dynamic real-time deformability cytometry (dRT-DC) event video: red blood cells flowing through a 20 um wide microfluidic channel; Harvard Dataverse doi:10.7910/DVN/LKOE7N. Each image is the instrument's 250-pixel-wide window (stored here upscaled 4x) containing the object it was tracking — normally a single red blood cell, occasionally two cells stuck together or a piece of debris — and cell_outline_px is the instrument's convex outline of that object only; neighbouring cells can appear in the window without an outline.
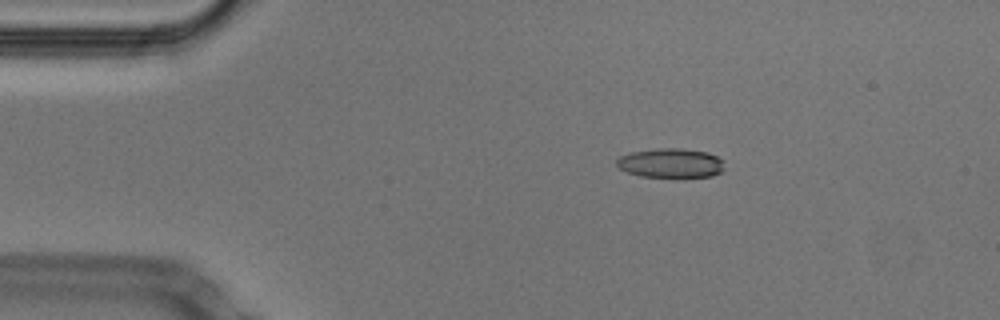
{"species": "Egyptian fruit bat (a non-hibernating species)", "species_latin": "Rousettus aegyptiacus", "temperature_condition": "cold", "stored_images_in_passage": 44, "camera_frame_rate_fps": 3000, "um_per_image_px": 0.085, "animal": {"sex": "male"}, "frame": {"image": 1, "passage_image": 1, "time_ms": 0.0, "image_size_px": [1000, 320], "cell_outline_px": [[724, 168], [720, 172], [712, 176], [680, 180], [640, 176], [628, 172], [620, 168], [616, 164], [616, 160], [620, 156], [632, 152], [656, 148], [684, 148], [708, 152], [724, 160]], "centroid_in_image_um": [57.06, 13.9], "position_along_channel_um": 27.9, "area_um2": 19.36}}
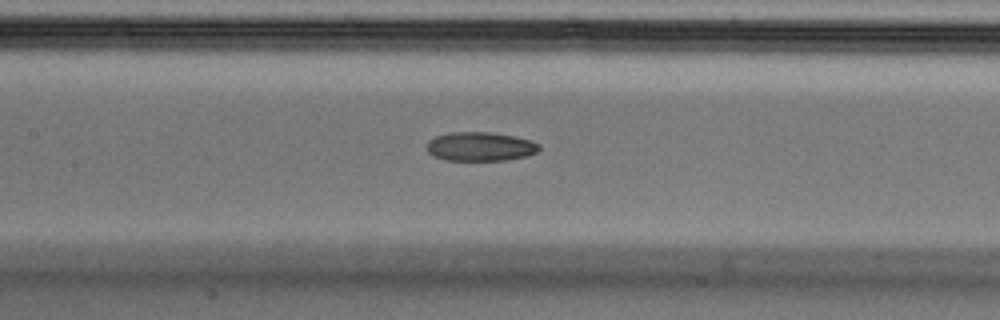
{"frame": {"image": 2, "passage_image": 16, "time_ms": 5.0, "image_size_px": [1000, 320], "cell_outline_px": [[540, 148], [536, 152], [524, 156], [504, 160], [444, 160], [432, 156], [428, 152], [428, 140], [436, 136], [452, 132], [488, 132], [516, 136], [540, 144]], "centroid_in_image_um": [40.79, 12.45], "position_along_channel_um": 166.6, "area_um2": 18.84}}
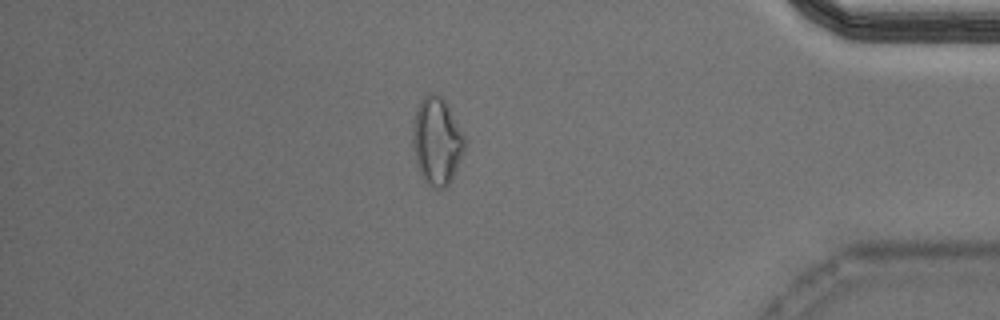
{"frame": {"image": 3, "passage_image": 37, "time_ms": 12.0, "image_size_px": [1000, 320], "cell_outline_px": [[464, 152], [452, 180], [444, 188], [432, 188], [420, 176], [416, 164], [412, 144], [412, 128], [416, 108], [420, 100], [428, 92], [436, 92], [444, 100], [464, 136]], "centroid_in_image_um": [37.09, 12.01], "position_along_channel_um": 398.1, "area_um2": 26.59}}